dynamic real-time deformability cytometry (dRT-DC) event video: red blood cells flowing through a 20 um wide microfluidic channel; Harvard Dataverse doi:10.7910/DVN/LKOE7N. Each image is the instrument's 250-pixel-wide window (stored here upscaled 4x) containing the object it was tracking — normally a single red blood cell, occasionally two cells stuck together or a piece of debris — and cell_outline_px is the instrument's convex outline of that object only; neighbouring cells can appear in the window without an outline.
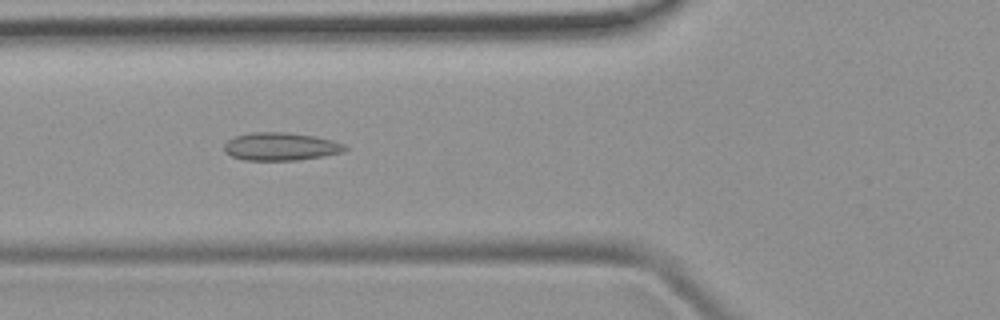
{"species": "common noctule bat (a hibernating species)", "species_latin": "Nyctalus noctula", "temperature_condition": "room temperature", "stored_images_in_passage": 47, "camera_frame_rate_fps": 3000, "um_per_image_px": 0.085, "animal": {"sex": "female", "body_mass_g": 19.9}, "frame": {"image": 1, "passage_image": 17, "time_ms": 5.333, "image_size_px": [1000, 320], "cell_outline_px": [[348, 148], [344, 152], [324, 156], [296, 160], [244, 160], [232, 156], [224, 152], [224, 144], [228, 140], [236, 136], [252, 132], [284, 132], [312, 136], [332, 140], [344, 144]], "centroid_in_image_um": [23.86, 12.46], "position_along_channel_um": 101.9, "area_um2": 19.59}}
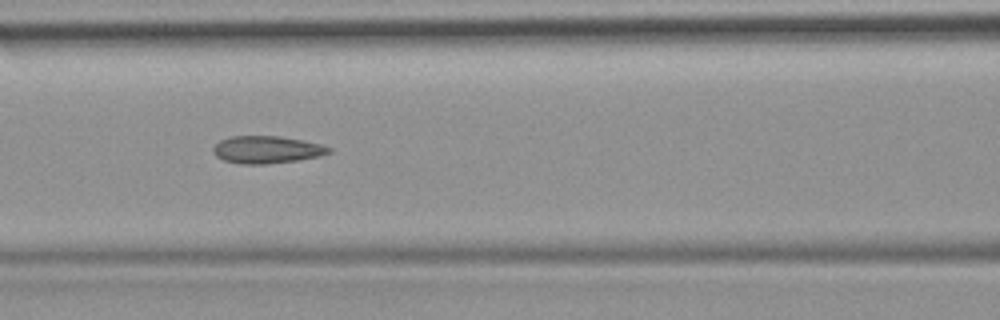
{"frame": {"image": 2, "passage_image": 20, "time_ms": 6.333, "image_size_px": [1000, 320], "cell_outline_px": [[332, 152], [320, 156], [296, 160], [264, 164], [240, 164], [224, 160], [216, 156], [212, 152], [212, 148], [220, 140], [232, 136], [280, 136], [304, 140], [320, 144], [332, 148]], "centroid_in_image_um": [22.68, 12.71], "position_along_channel_um": 143.9, "area_um2": 18.5}}
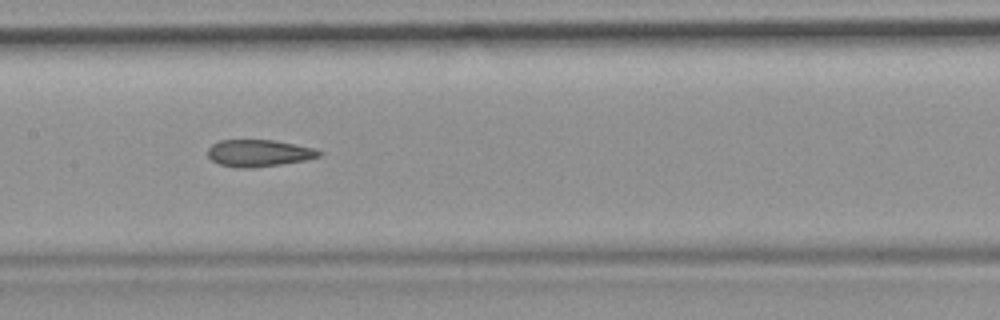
{"frame": {"image": 3, "passage_image": 23, "time_ms": 7.333, "image_size_px": [1000, 320], "cell_outline_px": [[324, 152], [320, 156], [304, 160], [280, 164], [252, 168], [236, 168], [220, 164], [212, 160], [208, 156], [208, 148], [212, 144], [220, 140], [276, 140], [316, 148]], "centroid_in_image_um": [22.02, 13.01], "position_along_channel_um": 185.4, "area_um2": 17.57}}